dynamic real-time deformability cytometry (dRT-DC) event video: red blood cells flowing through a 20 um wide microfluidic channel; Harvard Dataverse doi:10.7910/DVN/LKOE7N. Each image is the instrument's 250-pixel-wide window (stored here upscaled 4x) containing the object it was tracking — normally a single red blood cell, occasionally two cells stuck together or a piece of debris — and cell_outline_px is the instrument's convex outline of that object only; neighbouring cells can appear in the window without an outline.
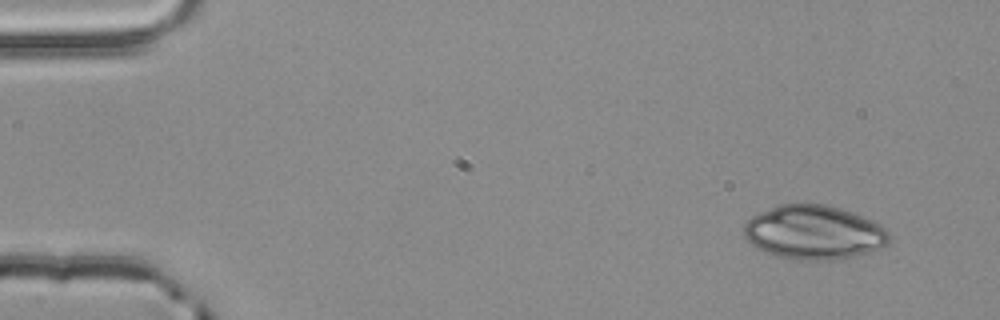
{"species": "common noctule bat (a hibernating species)", "species_latin": "Nyctalus noctula", "temperature_condition": "room temperature", "stored_images_in_passage": 3, "camera_frame_rate_fps": 3000, "um_per_image_px": 0.085, "animal": {"sex": "male", "body_mass_g": 20.4}, "frame": {"image": 1, "passage_image": 1, "time_ms": 0.0, "image_size_px": [1000, 320], "cell_outline_px": [[888, 244], [868, 252], [856, 256], [832, 260], [796, 260], [776, 256], [764, 252], [756, 248], [744, 236], [744, 224], [752, 216], [760, 212], [780, 204], [824, 204], [840, 208], [852, 212], [888, 228]], "centroid_in_image_um": [69.16, 19.76], "position_along_channel_um": 15.8, "area_um2": 45.72}}